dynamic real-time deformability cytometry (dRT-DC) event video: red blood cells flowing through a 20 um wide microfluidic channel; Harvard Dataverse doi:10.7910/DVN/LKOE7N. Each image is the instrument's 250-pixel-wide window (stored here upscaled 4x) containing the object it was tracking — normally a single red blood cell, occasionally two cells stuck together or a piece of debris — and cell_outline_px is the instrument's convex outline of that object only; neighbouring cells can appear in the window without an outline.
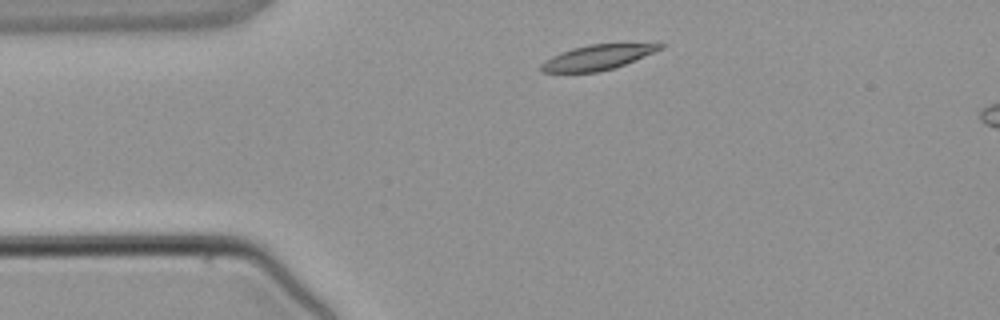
{"species": "common noctule bat (a hibernating species)", "species_latin": "Nyctalus noctula", "temperature_condition": "warm", "stored_images_in_passage": 3, "camera_frame_rate_fps": 3000, "um_per_image_px": 0.085, "animal": {"sex": "male", "body_mass_g": 21.5, "forearm_length_mm": 52.0}, "frame": {"image": 1, "passage_image": 1, "time_ms": 0.0, "image_size_px": [1000, 320], "cell_outline_px": [[664, 48], [624, 64], [600, 72], [540, 72], [540, 64], [552, 56], [560, 52], [572, 48], [588, 44], [664, 44]], "centroid_in_image_um": [50.72, 4.88], "position_along_channel_um": 34.3, "area_um2": 17.05}}
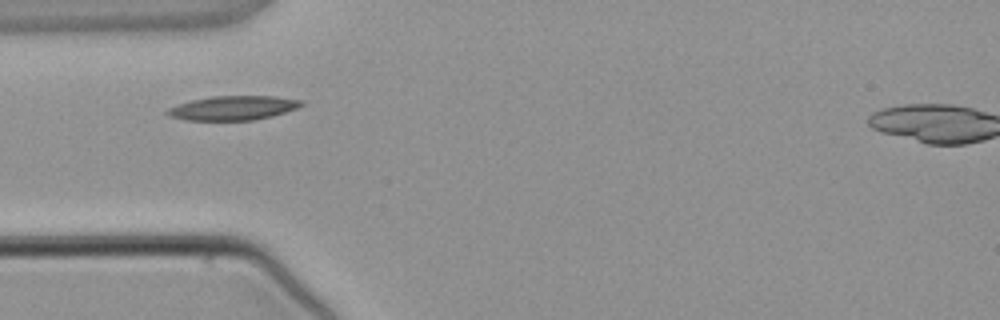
{"frame": {"image": 2, "passage_image": 2, "time_ms": 1.333, "image_size_px": [1000, 320], "cell_outline_px": [[304, 104], [296, 108], [272, 116], [252, 120], [188, 120], [168, 116], [164, 112], [168, 108], [192, 100], [212, 96], [276, 96], [304, 100]], "centroid_in_image_um": [19.82, 9.17], "position_along_channel_um": 65.2, "area_um2": 18.84}}